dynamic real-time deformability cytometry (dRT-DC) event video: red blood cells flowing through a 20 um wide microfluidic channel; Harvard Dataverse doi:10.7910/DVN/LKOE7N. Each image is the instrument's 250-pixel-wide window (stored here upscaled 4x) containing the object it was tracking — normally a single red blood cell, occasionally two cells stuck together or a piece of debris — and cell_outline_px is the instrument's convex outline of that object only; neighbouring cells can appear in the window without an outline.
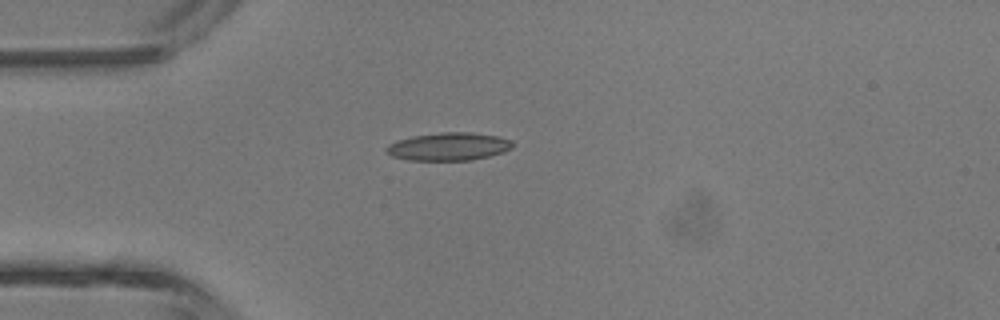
{"species": "common noctule bat (a hibernating species)", "species_latin": "Nyctalus noctula", "temperature_condition": "room temperature", "stored_images_in_passage": 4, "camera_frame_rate_fps": 3000, "um_per_image_px": 0.085, "animal": {"sex": "male", "body_mass_g": 13.3}, "frame": {"image": 1, "passage_image": 3, "time_ms": 2.667, "image_size_px": [1000, 320], "cell_outline_px": [[512, 148], [504, 152], [472, 160], [408, 160], [392, 156], [384, 152], [384, 148], [388, 144], [396, 140], [412, 136], [440, 132], [472, 132], [496, 136], [512, 140]], "centroid_in_image_um": [38.09, 12.45], "position_along_channel_um": 46.9, "area_um2": 20.69}}
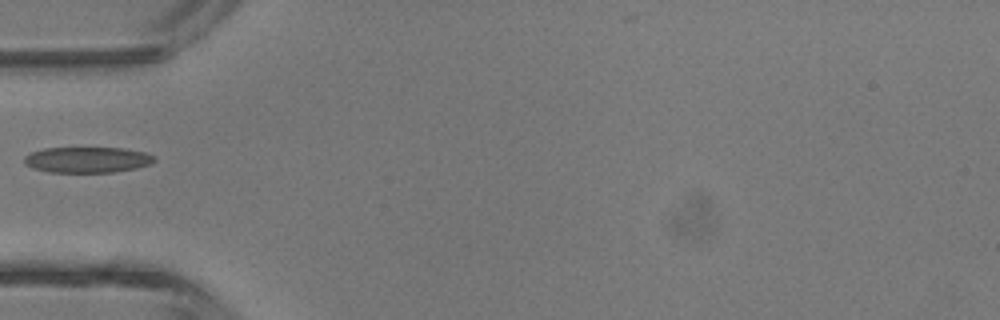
{"frame": {"image": 2, "passage_image": 4, "time_ms": 3.667, "image_size_px": [1000, 320], "cell_outline_px": [[156, 160], [152, 164], [136, 168], [112, 172], [48, 172], [32, 168], [24, 164], [24, 156], [32, 152], [44, 148], [124, 148], [144, 152], [156, 156]], "centroid_in_image_um": [7.43, 13.58], "position_along_channel_um": 77.6, "area_um2": 19.65}}